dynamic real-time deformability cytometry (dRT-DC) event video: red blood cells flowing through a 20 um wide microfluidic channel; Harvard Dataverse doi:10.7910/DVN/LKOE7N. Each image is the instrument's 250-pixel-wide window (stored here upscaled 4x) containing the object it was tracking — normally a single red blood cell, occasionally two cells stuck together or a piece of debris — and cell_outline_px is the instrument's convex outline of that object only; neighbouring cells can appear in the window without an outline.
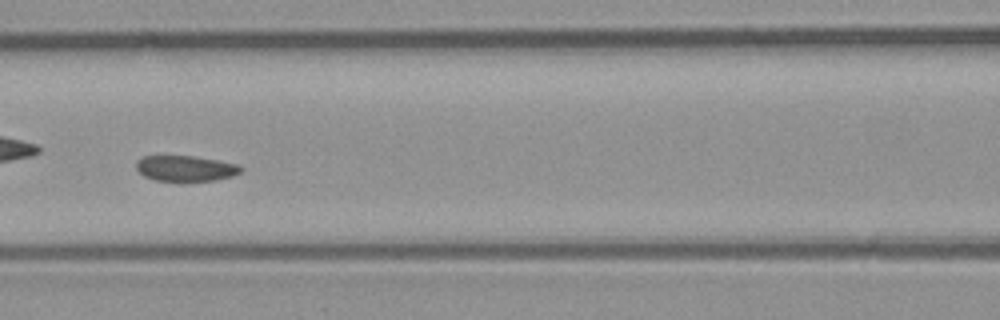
{"species": "common noctule bat (a hibernating species)", "species_latin": "Nyctalus noctula", "temperature_condition": "room temperature", "stored_images_in_passage": 56, "camera_frame_rate_fps": 3000, "um_per_image_px": 0.085, "animal": {"sex": "male", "body_mass_g": 23.1, "forearm_length_mm": 52.7}, "frame": {"image": 1, "passage_image": 25, "time_ms": 8.0, "image_size_px": [1000, 320], "cell_outline_px": [[244, 168], [240, 172], [232, 176], [216, 180], [156, 180], [144, 176], [136, 168], [136, 160], [144, 156], [192, 156], [240, 164]], "centroid_in_image_um": [15.79, 14.3], "position_along_channel_um": 150.8, "area_um2": 15.43}}